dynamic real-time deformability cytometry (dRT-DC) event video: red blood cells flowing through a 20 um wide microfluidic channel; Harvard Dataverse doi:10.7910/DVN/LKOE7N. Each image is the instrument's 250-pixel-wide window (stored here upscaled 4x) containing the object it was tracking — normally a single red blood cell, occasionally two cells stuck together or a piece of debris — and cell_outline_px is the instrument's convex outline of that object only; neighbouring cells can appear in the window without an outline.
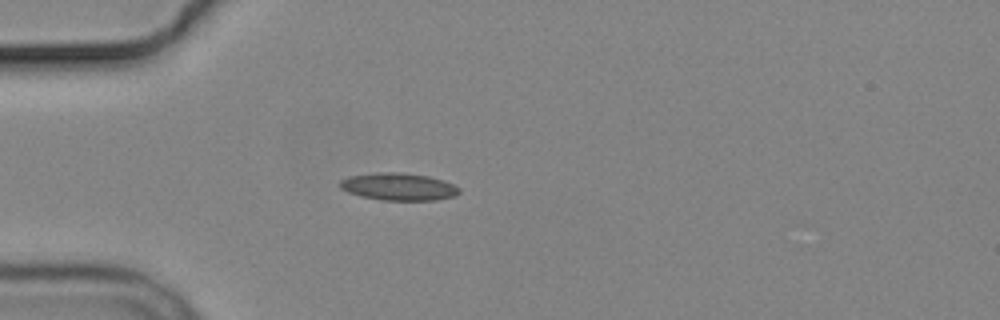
{"species": "common noctule bat (a hibernating species)", "species_latin": "Nyctalus noctula", "temperature_condition": "cold", "stored_images_in_passage": 4, "camera_frame_rate_fps": 3000, "um_per_image_px": 0.085, "animal": {"sex": "male", "body_mass_g": 19.2, "forearm_length_mm": 51.8}, "frame": {"image": 1, "passage_image": 4, "time_ms": 3.667, "image_size_px": [1000, 320], "cell_outline_px": [[460, 192], [456, 196], [436, 200], [380, 200], [360, 196], [348, 192], [340, 188], [340, 180], [348, 176], [376, 172], [400, 172], [428, 176], [444, 180], [460, 188]], "centroid_in_image_um": [33.88, 15.86], "position_along_channel_um": 51.1, "area_um2": 19.19}}